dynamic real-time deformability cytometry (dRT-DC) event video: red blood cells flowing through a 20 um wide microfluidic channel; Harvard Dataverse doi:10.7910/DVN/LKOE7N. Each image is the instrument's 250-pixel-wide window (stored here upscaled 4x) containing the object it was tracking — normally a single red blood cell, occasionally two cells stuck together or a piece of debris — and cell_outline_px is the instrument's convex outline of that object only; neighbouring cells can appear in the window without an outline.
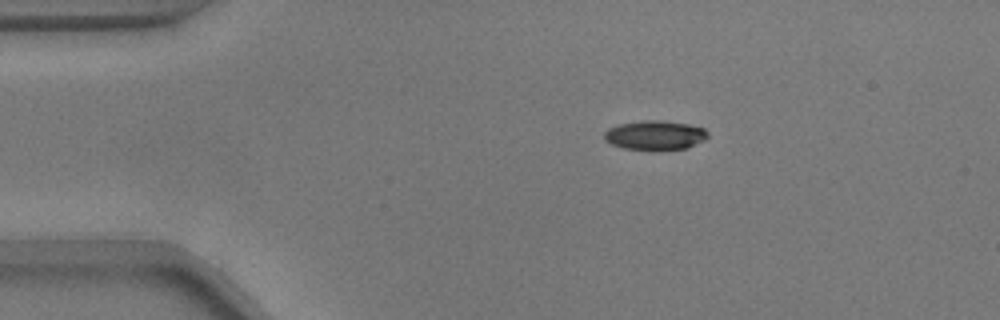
{"species": "common noctule bat (a hibernating species)", "species_latin": "Nyctalus noctula", "temperature_condition": "warm", "stored_images_in_passage": 17, "segment_of_instrument_passage": [2, 2], "camera_frame_rate_fps": 3000, "um_per_image_px": 0.085, "animal": {"sex": "male", "body_mass_g": 17.9}, "frame": {"image": 1, "passage_image": 17, "time_ms": 5.333, "image_size_px": [1000, 320], "cell_outline_px": [[708, 136], [704, 140], [688, 148], [624, 148], [612, 144], [604, 140], [604, 132], [608, 128], [620, 124], [644, 120], [660, 120], [688, 124], [704, 128], [708, 132]], "centroid_in_image_um": [55.68, 11.46], "position_along_channel_um": 29.3, "area_um2": 17.22}}